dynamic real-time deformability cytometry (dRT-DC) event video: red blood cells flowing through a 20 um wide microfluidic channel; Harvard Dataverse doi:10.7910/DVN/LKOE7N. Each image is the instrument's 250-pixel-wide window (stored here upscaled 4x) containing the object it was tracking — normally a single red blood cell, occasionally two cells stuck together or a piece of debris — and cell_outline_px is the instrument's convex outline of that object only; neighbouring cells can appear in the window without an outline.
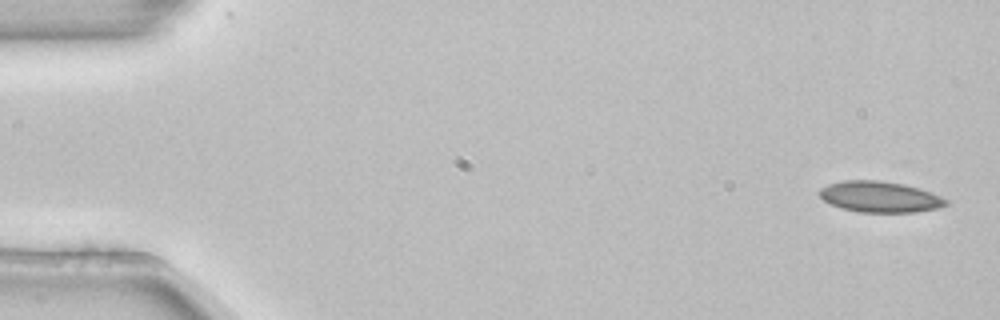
{"species": "common noctule bat (a hibernating species)", "species_latin": "Nyctalus noctula", "temperature_condition": "room temperature", "stored_images_in_passage": 4, "camera_frame_rate_fps": 3000, "um_per_image_px": 0.085, "animal": {"sex": "female", "body_mass_g": 22.7, "forearm_length_mm": 54.2}, "frame": {"image": 1, "passage_image": 1, "time_ms": 0.0, "image_size_px": [1000, 320], "cell_outline_px": [[948, 204], [940, 208], [916, 212], [860, 212], [844, 208], [832, 204], [824, 200], [820, 196], [820, 188], [828, 184], [844, 180], [876, 180], [904, 184], [940, 196], [948, 200]], "centroid_in_image_um": [74.8, 16.73], "position_along_channel_um": 10.2, "area_um2": 22.54}}
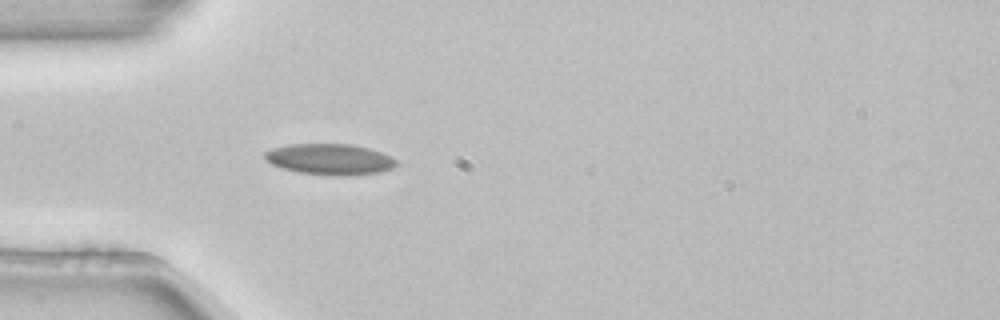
{"frame": {"image": 2, "passage_image": 4, "time_ms": 1.0, "image_size_px": [1000, 320], "cell_outline_px": [[400, 164], [392, 168], [380, 172], [340, 176], [336, 176], [300, 172], [280, 168], [264, 160], [264, 152], [272, 148], [288, 144], [352, 144], [368, 148], [380, 152], [396, 160]], "centroid_in_image_um": [28.0, 13.53], "position_along_channel_um": 57.0, "area_um2": 23.76}}